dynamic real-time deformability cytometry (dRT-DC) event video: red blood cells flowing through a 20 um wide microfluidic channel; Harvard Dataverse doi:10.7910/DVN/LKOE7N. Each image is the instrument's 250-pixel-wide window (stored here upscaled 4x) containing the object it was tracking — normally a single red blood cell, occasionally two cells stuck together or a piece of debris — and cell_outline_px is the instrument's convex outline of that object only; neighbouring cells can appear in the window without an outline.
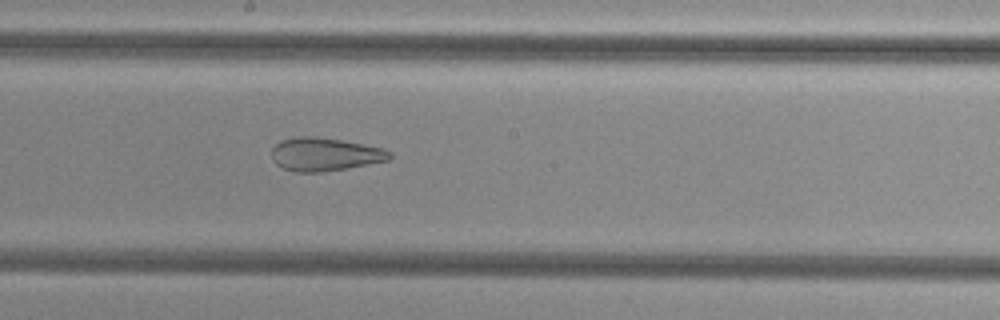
{"species": "common noctule bat (a hibernating species)", "species_latin": "Nyctalus noctula", "temperature_condition": "cold", "stored_images_in_passage": 43, "camera_frame_rate_fps": 3000, "um_per_image_px": 0.085, "animal": {"sex": "female", "body_mass_g": 29.2, "forearm_length_mm": 56.3}, "frame": {"image": 1, "passage_image": 19, "time_ms": 6.0, "image_size_px": [1000, 320], "cell_outline_px": [[392, 156], [388, 160], [348, 168], [320, 172], [296, 172], [284, 168], [276, 164], [272, 160], [272, 148], [280, 140], [292, 136], [316, 136], [364, 144], [384, 148], [392, 152]], "centroid_in_image_um": [27.59, 13.1], "position_along_channel_um": 220.6, "area_um2": 23.0}, "authors_computed_cell_mechanics": {"area_um2": 28.9, "velocity_mm_per_s": 3.846, "shape_relaxation_time_tau1_ms": null, "shape_relaxation_time_tau2_ms": 2.015, "deformation_change_tau1": null, "deformation_change_tau2": 0.1096}}